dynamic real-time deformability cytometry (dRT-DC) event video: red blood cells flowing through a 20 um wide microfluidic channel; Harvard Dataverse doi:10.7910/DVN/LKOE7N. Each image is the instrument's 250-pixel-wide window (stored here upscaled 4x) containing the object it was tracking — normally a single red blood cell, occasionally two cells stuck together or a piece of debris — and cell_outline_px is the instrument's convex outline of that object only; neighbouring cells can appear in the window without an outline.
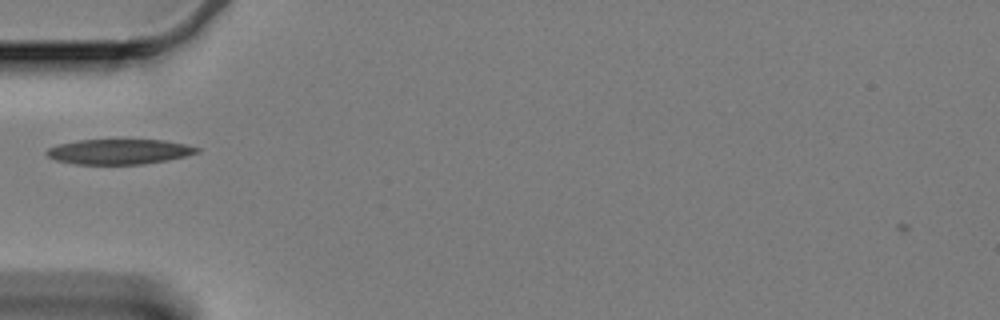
{"species": "Egyptian fruit bat (a non-hibernating species)", "species_latin": "Rousettus aegyptiacus", "temperature_condition": "cold", "stored_images_in_passage": 41, "camera_frame_rate_fps": 3000, "um_per_image_px": 0.085, "animal": {"sex": "female"}, "frame": {"image": 1, "passage_image": 1, "time_ms": 0.0, "image_size_px": [1000, 320], "cell_outline_px": [[200, 152], [168, 160], [144, 164], [76, 164], [56, 160], [48, 156], [44, 152], [48, 148], [56, 144], [76, 140], [164, 140], [184, 144], [200, 148]], "centroid_in_image_um": [10.1, 12.89], "position_along_channel_um": 74.9, "area_um2": 22.02}}
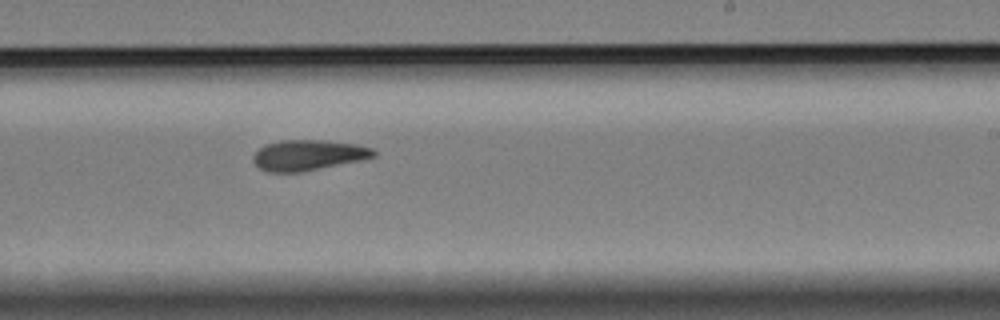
{"frame": {"image": 2, "passage_image": 18, "time_ms": 5.667, "image_size_px": [1000, 320], "cell_outline_px": [[376, 156], [364, 160], [300, 172], [268, 172], [260, 168], [252, 160], [252, 156], [264, 144], [280, 140], [324, 140], [356, 144], [372, 148], [376, 152]], "centroid_in_image_um": [26.21, 13.18], "position_along_channel_um": 262.8, "area_um2": 21.56}}
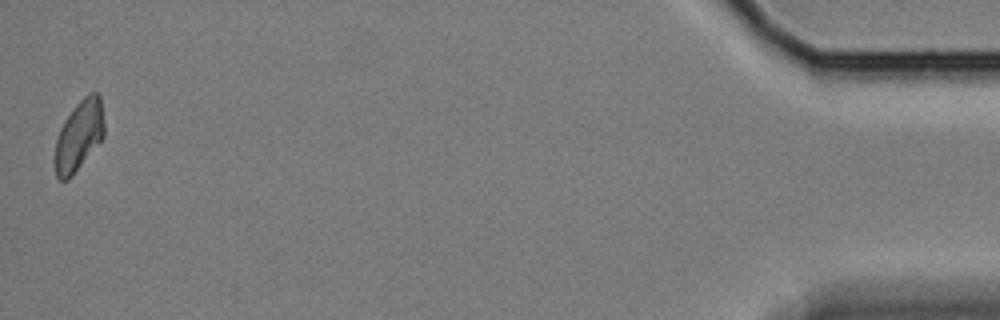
{"frame": {"image": 3, "passage_image": 41, "time_ms": 13.333, "image_size_px": [1000, 320], "cell_outline_px": [[104, 136], [72, 176], [68, 180], [60, 180], [56, 176], [56, 140], [60, 128], [64, 120], [72, 108], [88, 92], [100, 92], [104, 120]], "centroid_in_image_um": [6.74, 11.47], "position_along_channel_um": 428.5, "area_um2": 20.11}}